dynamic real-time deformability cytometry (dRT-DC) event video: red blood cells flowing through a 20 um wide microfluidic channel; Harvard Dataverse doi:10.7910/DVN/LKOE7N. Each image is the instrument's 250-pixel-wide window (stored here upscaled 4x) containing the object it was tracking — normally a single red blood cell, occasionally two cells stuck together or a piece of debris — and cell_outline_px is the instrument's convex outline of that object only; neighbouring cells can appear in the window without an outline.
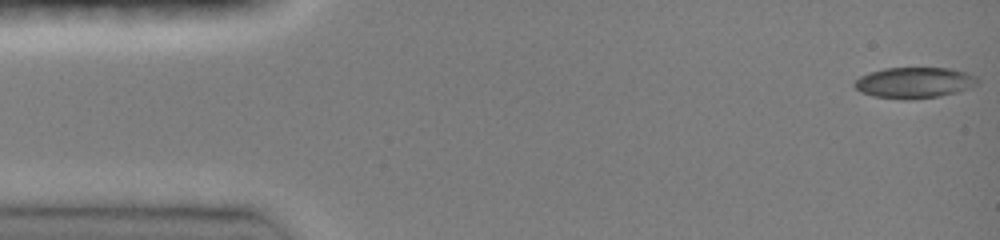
{"species": "common noctule bat (a hibernating species)", "species_latin": "Nyctalus noctula", "temperature_condition": "room temperature", "stored_images_in_passage": 20, "camera_frame_rate_fps": 3000, "um_per_image_px": 0.085, "animal": {"sex": "female", "body_mass_g": 19.0, "forearm_length_mm": 51.5}, "frame": {"image": 1, "passage_image": 1, "time_ms": 0.0, "image_size_px": [1000, 240], "cell_outline_px": [[980, 84], [956, 92], [940, 96], [912, 100], [904, 100], [872, 96], [860, 92], [852, 84], [860, 76], [868, 72], [884, 68], [948, 68], [968, 72], [976, 76], [980, 80]], "centroid_in_image_um": [77.72, 7.03], "position_along_channel_um": 7.3, "area_um2": 22.54}}
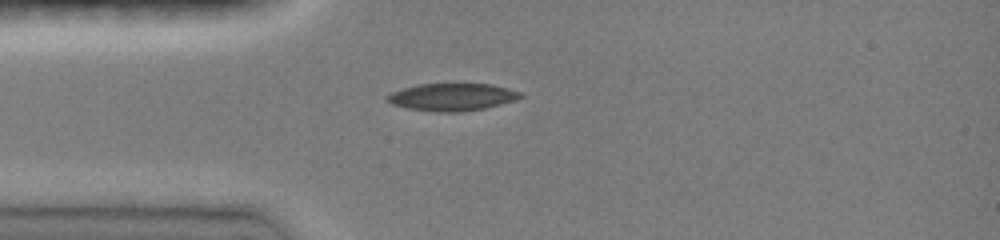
{"frame": {"image": 2, "passage_image": 10, "time_ms": 3.0, "image_size_px": [1000, 240], "cell_outline_px": [[524, 96], [516, 100], [484, 108], [460, 112], [436, 112], [408, 108], [392, 104], [384, 100], [384, 96], [392, 92], [404, 88], [420, 84], [492, 84], [524, 92]], "centroid_in_image_um": [38.44, 8.24], "position_along_channel_um": 46.6, "area_um2": 21.39}}
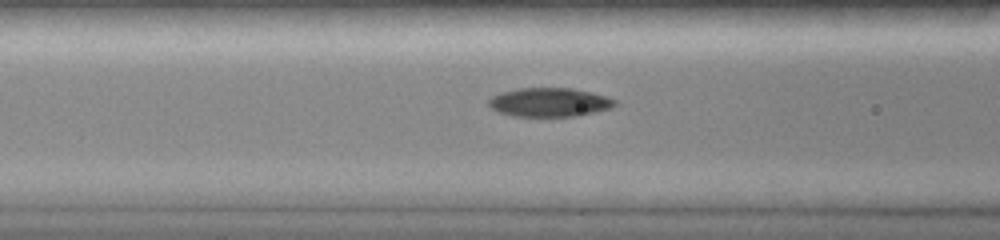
{"frame": {"image": 3, "passage_image": 16, "time_ms": 5.0, "image_size_px": [1000, 240], "cell_outline_px": [[616, 104], [612, 108], [596, 112], [576, 116], [512, 116], [496, 112], [488, 104], [488, 100], [492, 96], [500, 92], [516, 88], [572, 88], [592, 92], [608, 96], [616, 100]], "centroid_in_image_um": [46.7, 8.69], "position_along_channel_um": 119.9, "area_um2": 21.5}}